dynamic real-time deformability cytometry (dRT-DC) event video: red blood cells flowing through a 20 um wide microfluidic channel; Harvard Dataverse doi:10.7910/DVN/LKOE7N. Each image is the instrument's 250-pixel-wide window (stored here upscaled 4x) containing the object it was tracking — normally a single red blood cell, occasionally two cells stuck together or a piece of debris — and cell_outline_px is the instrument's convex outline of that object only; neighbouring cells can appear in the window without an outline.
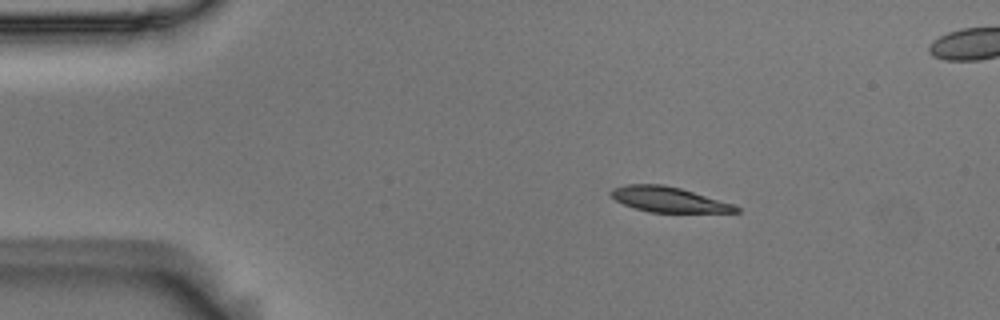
{"species": "Egyptian fruit bat (a non-hibernating species)", "species_latin": "Rousettus aegyptiacus", "temperature_condition": "room temperature", "stored_images_in_passage": 4, "segment_of_instrument_passage": [1, 2], "camera_frame_rate_fps": 3000, "um_per_image_px": 0.085, "animal": {"sex": "male"}, "frame": {"image": 1, "passage_image": 1, "time_ms": 0.0, "image_size_px": [1000, 320], "cell_outline_px": [[740, 212], [648, 212], [624, 204], [616, 200], [608, 192], [612, 188], [628, 184], [664, 184], [680, 188], [736, 204], [740, 208]], "centroid_in_image_um": [56.86, 16.95], "position_along_channel_um": 28.1, "area_um2": 18.38}}